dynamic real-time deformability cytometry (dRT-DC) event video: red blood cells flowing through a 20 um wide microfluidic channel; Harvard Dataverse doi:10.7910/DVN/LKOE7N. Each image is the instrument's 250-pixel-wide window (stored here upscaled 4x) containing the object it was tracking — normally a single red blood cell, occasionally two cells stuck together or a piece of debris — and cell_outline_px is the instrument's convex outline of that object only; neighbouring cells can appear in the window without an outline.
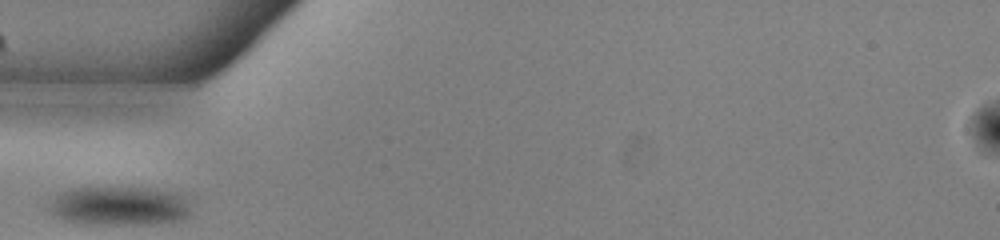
{"species": "common noctule bat (a hibernating species)", "species_latin": "Nyctalus noctula", "temperature_condition": "warm", "stored_images_in_passage": 26, "camera_frame_rate_fps": 3000, "um_per_image_px": 0.085, "animal": {"sex": "male", "body_mass_g": 13.0, "forearm_length_mm": 53.1}, "frame": {"image": 1, "passage_image": 1, "time_ms": 0.0, "image_size_px": [1000, 240], "cell_outline_px": [[192, 212], [188, 216], [180, 220], [156, 224], [84, 224], [64, 220], [48, 212], [48, 208], [52, 200], [60, 192], [68, 188], [156, 188], [176, 192], [184, 196], [188, 200]], "centroid_in_image_um": [10.18, 17.51], "position_along_channel_um": 74.8, "area_um2": 32.77}}
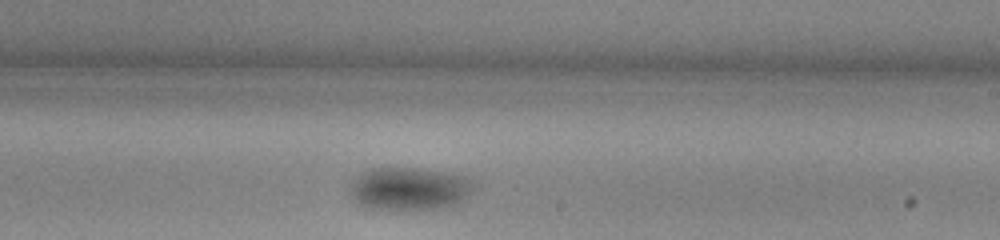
{"frame": {"image": 2, "passage_image": 15, "time_ms": 4.667, "image_size_px": [1000, 240], "cell_outline_px": [[476, 184], [460, 200], [452, 204], [436, 208], [372, 208], [360, 204], [348, 196], [348, 180], [360, 172], [372, 168], [412, 168], [468, 176]], "centroid_in_image_um": [34.65, 16.0], "position_along_channel_um": 254.4, "area_um2": 30.52}}
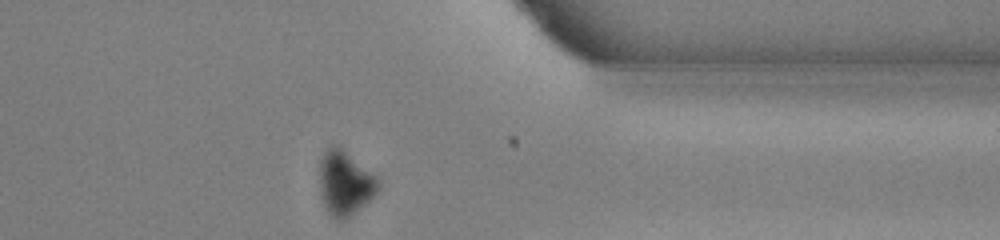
{"frame": {"image": 3, "passage_image": 26, "time_ms": 8.333, "image_size_px": [1000, 240], "cell_outline_px": [[380, 188], [360, 208], [344, 220], [336, 220], [324, 208], [320, 196], [320, 160], [324, 152], [332, 144], [336, 144], [372, 172], [380, 180]], "centroid_in_image_um": [29.3, 15.56], "position_along_channel_um": 382.1, "area_um2": 21.96}}